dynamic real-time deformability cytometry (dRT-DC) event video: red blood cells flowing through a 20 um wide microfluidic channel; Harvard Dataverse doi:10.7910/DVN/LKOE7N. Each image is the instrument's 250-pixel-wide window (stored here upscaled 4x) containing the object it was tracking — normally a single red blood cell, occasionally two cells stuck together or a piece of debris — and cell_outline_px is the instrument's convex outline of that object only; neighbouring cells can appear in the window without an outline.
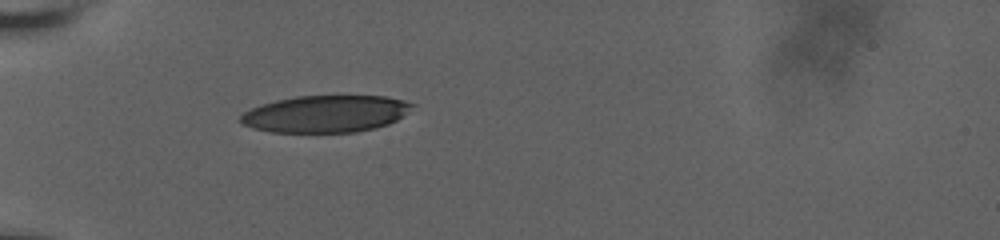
{"species": "human", "species_latin": "Homo sapiens", "temperature_condition": "room temperature", "stored_images_in_passage": 1, "camera_frame_rate_fps": 3000, "um_per_image_px": 0.085, "donor": {"sex": "male"}, "frame": {"image": 1, "passage_image": 1, "time_ms": 0.0, "image_size_px": [1000, 240], "cell_outline_px": [[416, 104], [396, 120], [388, 124], [376, 128], [356, 132], [272, 132], [252, 128], [240, 124], [240, 116], [244, 112], [260, 104], [276, 100], [296, 96], [388, 96], [404, 100]], "centroid_in_image_um": [27.66, 9.68], "position_along_channel_um": 57.3, "area_um2": 37.05}}